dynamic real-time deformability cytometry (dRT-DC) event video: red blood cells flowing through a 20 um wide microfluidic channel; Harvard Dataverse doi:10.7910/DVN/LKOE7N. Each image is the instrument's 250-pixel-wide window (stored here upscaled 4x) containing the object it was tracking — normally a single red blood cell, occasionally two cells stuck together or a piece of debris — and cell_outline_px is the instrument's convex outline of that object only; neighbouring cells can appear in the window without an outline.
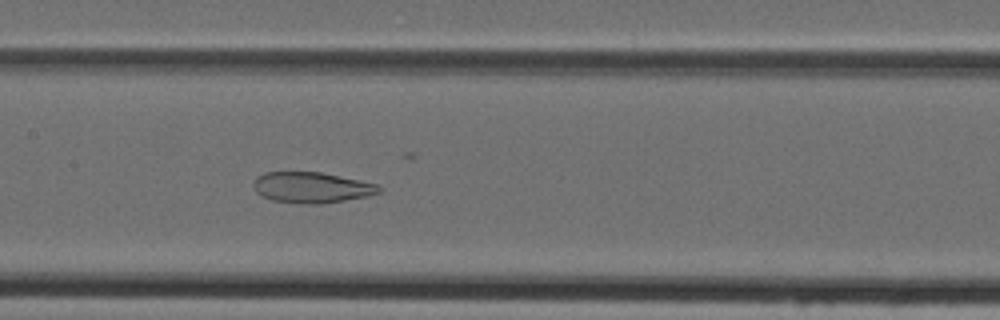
{"species": "Egyptian fruit bat (a non-hibernating species)", "species_latin": "Rousettus aegyptiacus", "temperature_condition": "cold", "stored_images_in_passage": 35, "camera_frame_rate_fps": 3000, "um_per_image_px": 0.085, "animal": {"sex": "female"}, "frame": {"image": 1, "passage_image": 13, "time_ms": 4.0, "image_size_px": [1000, 320], "cell_outline_px": [[384, 188], [380, 192], [368, 196], [320, 204], [308, 204], [272, 200], [256, 192], [252, 184], [256, 176], [264, 172], [320, 172], [340, 176], [376, 184]], "centroid_in_image_um": [26.48, 15.93], "position_along_channel_um": 180.9, "area_um2": 22.43}}
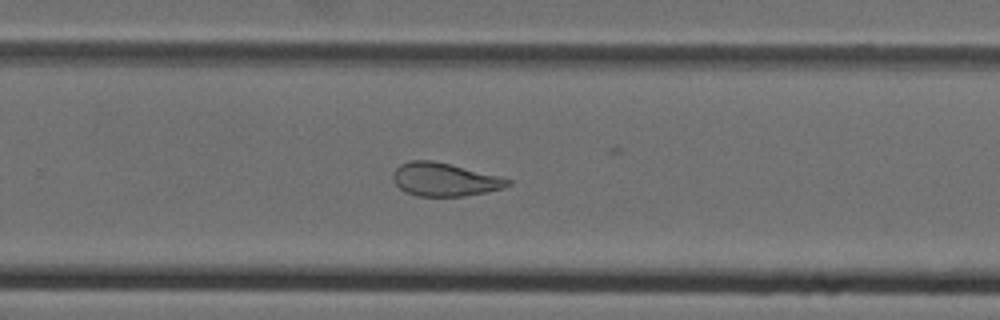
{"frame": {"image": 2, "passage_image": 21, "time_ms": 6.667, "image_size_px": [1000, 320], "cell_outline_px": [[512, 184], [504, 188], [464, 196], [416, 196], [404, 192], [392, 180], [392, 172], [400, 164], [412, 160], [432, 160], [504, 176], [512, 180]], "centroid_in_image_um": [37.81, 15.25], "position_along_channel_um": 292.0, "area_um2": 22.6}}
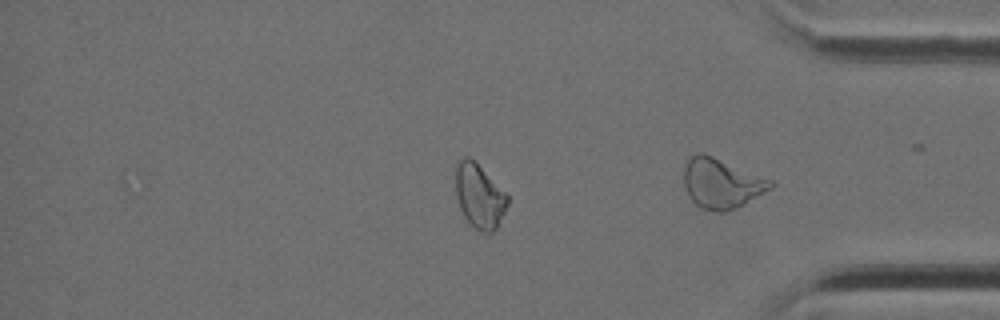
{"frame": {"image": 3, "passage_image": 27, "time_ms": 8.667, "image_size_px": [1000, 320], "cell_outline_px": [[508, 204], [496, 228], [492, 232], [480, 232], [468, 224], [460, 208], [456, 196], [456, 164], [464, 156], [468, 156], [508, 196]], "centroid_in_image_um": [40.72, 16.71], "position_along_channel_um": 394.5, "area_um2": 18.96}}